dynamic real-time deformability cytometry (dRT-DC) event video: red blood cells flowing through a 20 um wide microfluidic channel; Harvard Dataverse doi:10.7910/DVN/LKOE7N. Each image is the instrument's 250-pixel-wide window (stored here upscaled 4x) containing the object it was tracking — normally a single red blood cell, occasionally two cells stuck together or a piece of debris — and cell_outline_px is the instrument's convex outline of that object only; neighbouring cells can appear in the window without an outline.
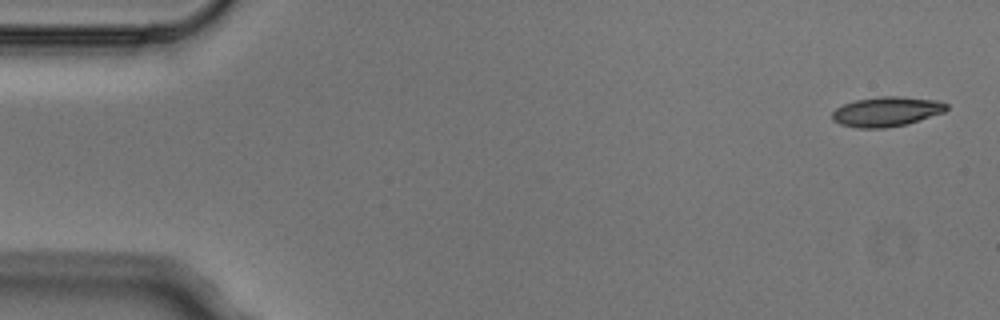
{"species": "Egyptian fruit bat (a non-hibernating species)", "species_latin": "Rousettus aegyptiacus", "temperature_condition": "cold", "stored_images_in_passage": 6, "camera_frame_rate_fps": 3000, "um_per_image_px": 0.085, "animal": {"sex": "male"}, "frame": {"image": 1, "passage_image": 1, "time_ms": 0.0, "image_size_px": [1000, 320], "cell_outline_px": [[948, 108], [944, 112], [908, 124], [884, 128], [856, 128], [840, 124], [832, 120], [832, 112], [836, 108], [844, 104], [856, 100], [880, 96], [900, 96], [936, 100], [948, 104]], "centroid_in_image_um": [75.35, 9.49], "position_along_channel_um": 9.6, "area_um2": 19.88}}
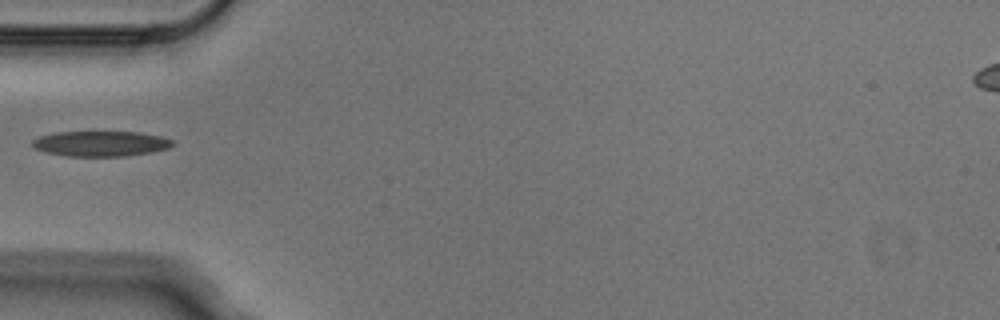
{"frame": {"image": 2, "passage_image": 5, "time_ms": 1.333, "image_size_px": [1000, 320], "cell_outline_px": [[176, 144], [168, 148], [152, 152], [124, 156], [68, 156], [44, 152], [32, 148], [32, 140], [40, 136], [56, 132], [140, 132], [160, 136], [176, 140]], "centroid_in_image_um": [8.58, 12.21], "position_along_channel_um": 76.4, "area_um2": 20.87}}
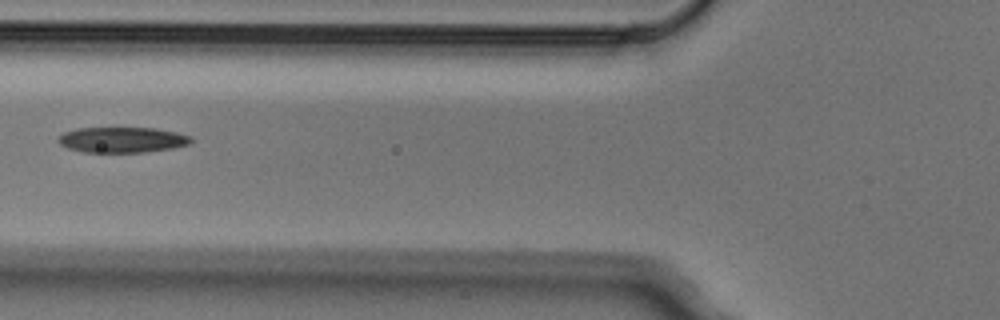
{"frame": {"image": 3, "passage_image": 6, "time_ms": 1.667, "image_size_px": [1000, 320], "cell_outline_px": [[192, 140], [188, 144], [172, 148], [144, 152], [84, 152], [68, 148], [60, 144], [56, 140], [64, 132], [76, 128], [156, 128], [176, 132], [192, 136]], "centroid_in_image_um": [10.38, 11.88], "position_along_channel_um": 115.4, "area_um2": 19.71}}